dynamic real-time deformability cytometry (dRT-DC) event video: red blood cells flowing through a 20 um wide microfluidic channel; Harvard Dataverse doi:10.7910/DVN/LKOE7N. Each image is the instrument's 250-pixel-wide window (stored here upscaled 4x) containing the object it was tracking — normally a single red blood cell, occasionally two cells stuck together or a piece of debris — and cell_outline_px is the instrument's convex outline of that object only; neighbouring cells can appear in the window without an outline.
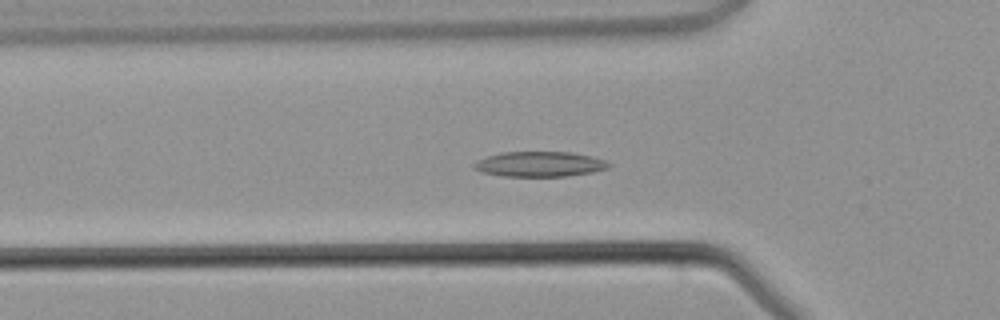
{"species": "common noctule bat (a hibernating species)", "species_latin": "Nyctalus noctula", "temperature_condition": "warm", "stored_images_in_passage": 40, "camera_frame_rate_fps": 3000, "um_per_image_px": 0.085, "animal": {"sex": "male", "body_mass_g": 21.5, "forearm_length_mm": 52.0}, "frame": {"image": 1, "passage_image": 10, "time_ms": 3.0, "image_size_px": [1000, 320], "cell_outline_px": [[612, 164], [608, 168], [592, 172], [568, 176], [504, 176], [480, 172], [472, 168], [472, 164], [476, 160], [500, 152], [572, 152], [592, 156], [604, 160]], "centroid_in_image_um": [45.84, 13.95], "position_along_channel_um": 80.0, "area_um2": 19.88}}
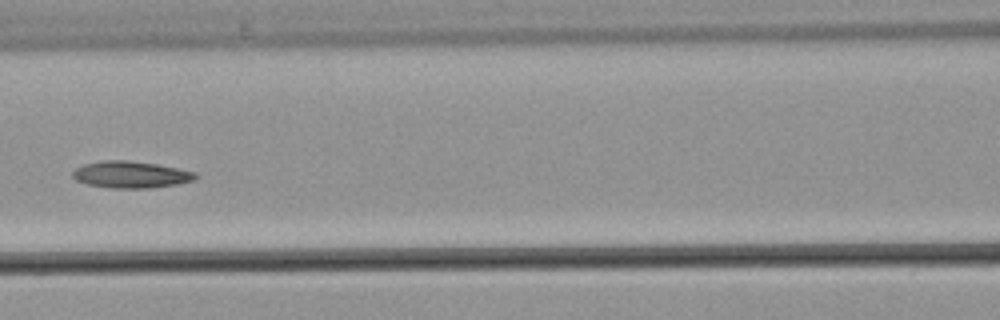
{"frame": {"image": 2, "passage_image": 15, "time_ms": 4.667, "image_size_px": [1000, 320], "cell_outline_px": [[200, 176], [192, 180], [176, 184], [148, 188], [112, 188], [88, 184], [76, 180], [72, 176], [72, 172], [76, 168], [84, 164], [104, 160], [128, 160], [156, 164], [196, 172]], "centroid_in_image_um": [11.11, 14.83], "position_along_channel_um": 155.5, "area_um2": 19.02}}
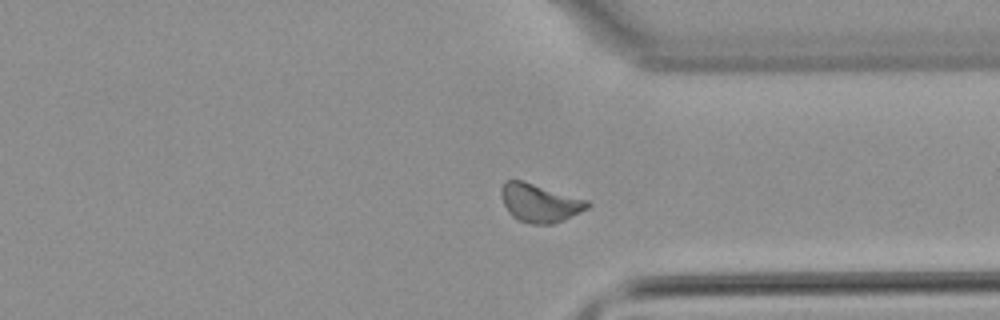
{"frame": {"image": 3, "passage_image": 29, "time_ms": 9.333, "image_size_px": [1000, 320], "cell_outline_px": [[592, 204], [588, 208], [564, 220], [552, 224], [532, 224], [520, 220], [512, 216], [508, 212], [504, 204], [500, 192], [500, 188], [504, 180], [520, 180], [588, 200]], "centroid_in_image_um": [45.86, 17.25], "position_along_channel_um": 365.5, "area_um2": 19.13}}